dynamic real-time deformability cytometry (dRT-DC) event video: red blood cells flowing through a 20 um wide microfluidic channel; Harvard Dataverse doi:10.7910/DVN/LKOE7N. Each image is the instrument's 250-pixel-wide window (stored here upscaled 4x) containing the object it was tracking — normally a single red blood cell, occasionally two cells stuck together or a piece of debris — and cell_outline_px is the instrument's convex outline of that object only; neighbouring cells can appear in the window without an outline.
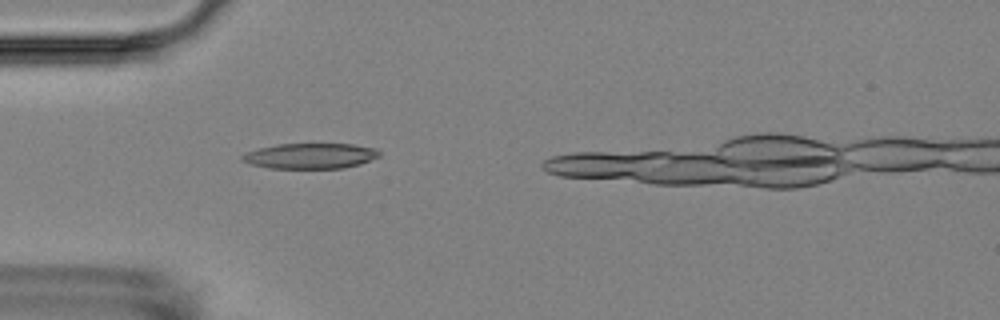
{"species": "Egyptian fruit bat (a non-hibernating species)", "species_latin": "Rousettus aegyptiacus", "temperature_condition": "room temperature", "stored_images_in_passage": 6, "camera_frame_rate_fps": 3000, "um_per_image_px": 0.085, "animal": {"sex": "female"}, "frame": {"image": 1, "passage_image": 6, "time_ms": 5.333, "image_size_px": [1000, 320], "cell_outline_px": [[380, 156], [360, 164], [344, 168], [268, 168], [252, 164], [240, 160], [240, 156], [248, 152], [260, 148], [280, 144], [352, 144], [376, 148], [380, 152]], "centroid_in_image_um": [26.4, 13.25], "position_along_channel_um": 58.6, "area_um2": 20.23}}